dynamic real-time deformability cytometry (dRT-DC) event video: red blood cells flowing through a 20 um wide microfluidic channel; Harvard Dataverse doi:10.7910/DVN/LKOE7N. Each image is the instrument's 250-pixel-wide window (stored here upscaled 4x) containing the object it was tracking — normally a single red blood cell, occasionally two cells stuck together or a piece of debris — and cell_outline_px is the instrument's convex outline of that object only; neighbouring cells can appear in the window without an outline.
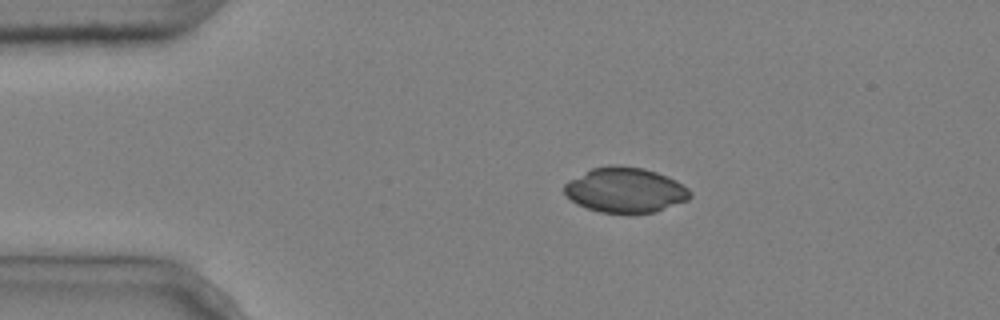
{"species": "common noctule bat (a hibernating species)", "species_latin": "Nyctalus noctula", "temperature_condition": "cold", "stored_images_in_passage": 3, "camera_frame_rate_fps": 3000, "um_per_image_px": 0.085, "animal": {"sex": "male", "body_mass_g": 20.4}, "frame": {"image": 1, "passage_image": 1, "time_ms": 0.0, "image_size_px": [1000, 320], "cell_outline_px": [[692, 196], [688, 200], [656, 212], [600, 212], [576, 204], [564, 192], [564, 184], [568, 180], [592, 168], [608, 164], [620, 164], [644, 168], [668, 176], [676, 180], [688, 188], [692, 192]], "centroid_in_image_um": [53.16, 16.12], "position_along_channel_um": 31.8, "area_um2": 33.18}}